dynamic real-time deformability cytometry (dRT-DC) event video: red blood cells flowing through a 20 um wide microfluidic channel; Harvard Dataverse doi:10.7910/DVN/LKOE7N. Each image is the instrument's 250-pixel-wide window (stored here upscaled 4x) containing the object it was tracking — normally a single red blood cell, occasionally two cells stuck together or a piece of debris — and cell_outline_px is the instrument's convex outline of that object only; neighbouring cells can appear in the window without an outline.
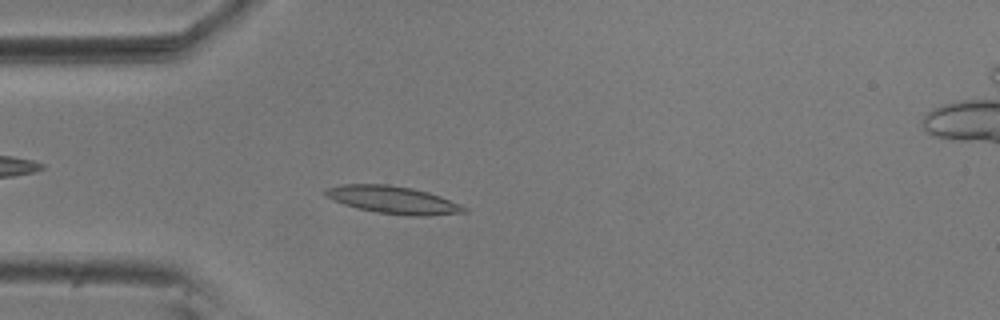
{"species": "common noctule bat (a hibernating species)", "species_latin": "Nyctalus noctula", "temperature_condition": "room temperature", "stored_images_in_passage": 54, "camera_frame_rate_fps": 3000, "um_per_image_px": 0.085, "animal": {"sex": "male", "body_mass_g": 20.5, "forearm_length_mm": 52.5}, "frame": {"image": 1, "passage_image": 14, "time_ms": 4.333, "image_size_px": [1000, 320], "cell_outline_px": [[468, 212], [428, 216], [408, 216], [376, 212], [344, 204], [324, 196], [324, 188], [340, 184], [388, 184], [412, 188], [428, 192], [440, 196], [460, 204], [468, 208]], "centroid_in_image_um": [33.42, 16.99], "position_along_channel_um": 51.6, "area_um2": 22.37}}
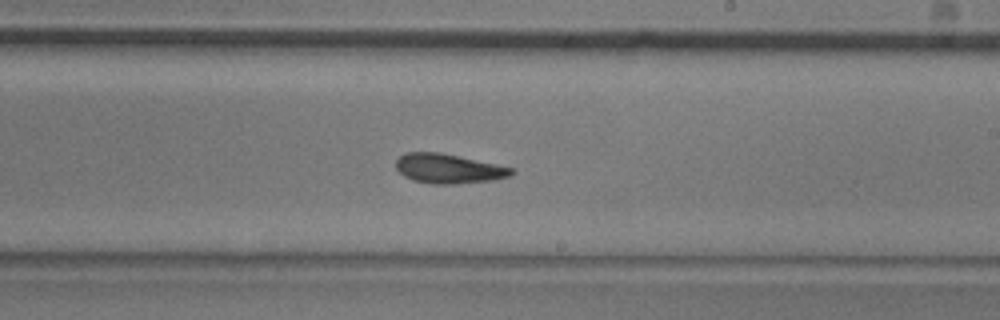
{"frame": {"image": 2, "passage_image": 31, "time_ms": 10.0, "image_size_px": [1000, 320], "cell_outline_px": [[516, 172], [508, 176], [496, 180], [456, 184], [432, 184], [412, 180], [404, 176], [396, 168], [396, 160], [404, 152], [440, 152], [496, 164], [512, 168]], "centroid_in_image_um": [38.11, 14.34], "position_along_channel_um": 250.9, "area_um2": 19.94}}
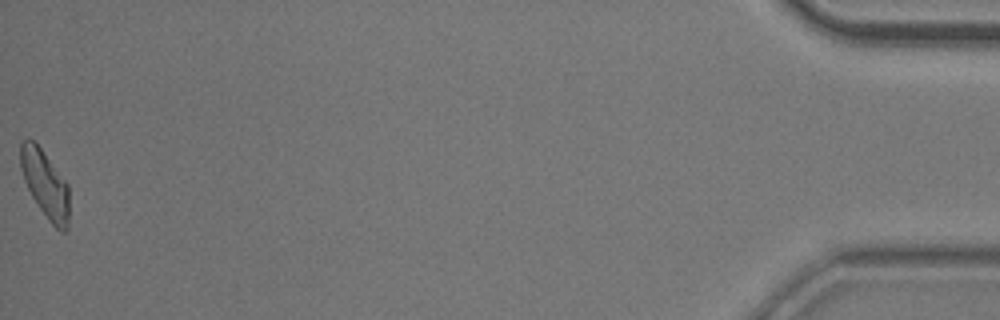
{"frame": {"image": 3, "passage_image": 54, "time_ms": 17.667, "image_size_px": [1000, 320], "cell_outline_px": [[68, 228], [64, 232], [60, 232], [48, 220], [32, 196], [24, 180], [20, 168], [20, 144], [28, 136], [40, 148], [68, 184]], "centroid_in_image_um": [3.83, 15.65], "position_along_channel_um": 431.4, "area_um2": 18.9}, "authors_computed_cell_mechanics": {"area_um2": 19.7098, "velocity_mm_per_s": 3.6608, "shape_relaxation_time_tau1_ms": 6.2163, "shape_relaxation_time_tau2_ms": 5.0584, "deformation_change_tau1": 0.1689, "deformation_change_tau2": 0.1443}}